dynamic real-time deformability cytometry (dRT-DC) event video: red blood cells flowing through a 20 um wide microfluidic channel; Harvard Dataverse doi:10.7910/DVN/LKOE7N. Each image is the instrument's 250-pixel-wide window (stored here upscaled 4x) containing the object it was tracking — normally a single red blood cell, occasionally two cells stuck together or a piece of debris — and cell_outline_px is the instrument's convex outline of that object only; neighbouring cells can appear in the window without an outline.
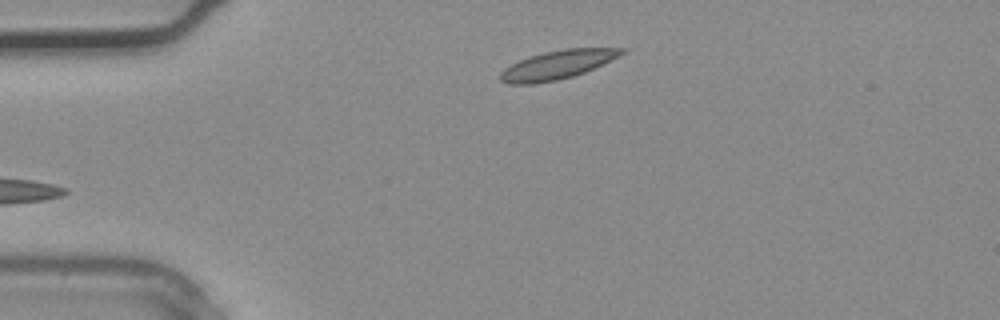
{"species": "common noctule bat (a hibernating species)", "species_latin": "Nyctalus noctula", "temperature_condition": "warm", "stored_images_in_passage": 2, "camera_frame_rate_fps": 3000, "um_per_image_px": 0.085, "animal": {"sex": "male", "body_mass_g": 20.4}, "frame": {"image": 1, "passage_image": 2, "time_ms": 0.333, "image_size_px": [1000, 320], "cell_outline_px": [[628, 48], [624, 52], [584, 72], [572, 76], [556, 80], [536, 84], [508, 84], [500, 80], [500, 72], [504, 68], [520, 60], [544, 52], [564, 48]], "centroid_in_image_um": [47.3, 5.51], "position_along_channel_um": 37.7, "area_um2": 19.83}}